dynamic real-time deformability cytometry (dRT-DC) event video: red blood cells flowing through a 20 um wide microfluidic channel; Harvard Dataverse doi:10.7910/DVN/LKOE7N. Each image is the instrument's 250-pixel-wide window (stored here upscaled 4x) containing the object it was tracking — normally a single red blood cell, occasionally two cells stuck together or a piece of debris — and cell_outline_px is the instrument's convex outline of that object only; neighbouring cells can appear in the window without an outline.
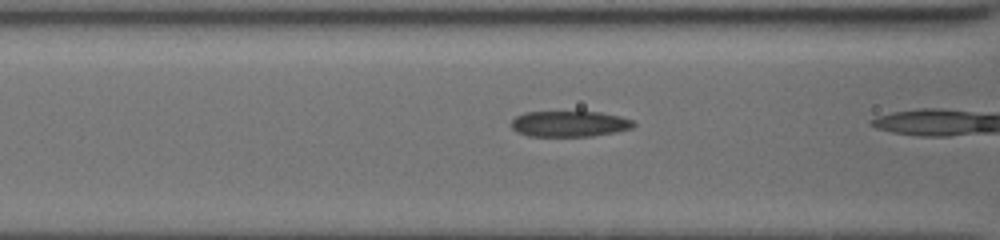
{"species": "common noctule bat (a hibernating species)", "species_latin": "Nyctalus noctula", "temperature_condition": "cold", "stored_images_in_passage": 21, "camera_frame_rate_fps": 3000, "um_per_image_px": 0.085, "animal": {"sex": "female", "body_mass_g": 19.5, "forearm_length_mm": 54.1}, "frame": {"image": 1, "passage_image": 19, "time_ms": 7.0, "image_size_px": [1000, 240], "cell_outline_px": [[636, 124], [632, 128], [616, 132], [592, 136], [528, 136], [516, 132], [512, 128], [512, 120], [516, 116], [524, 112], [600, 112], [620, 116], [632, 120]], "centroid_in_image_um": [48.4, 10.53], "position_along_channel_um": 118.2, "area_um2": 18.44}}